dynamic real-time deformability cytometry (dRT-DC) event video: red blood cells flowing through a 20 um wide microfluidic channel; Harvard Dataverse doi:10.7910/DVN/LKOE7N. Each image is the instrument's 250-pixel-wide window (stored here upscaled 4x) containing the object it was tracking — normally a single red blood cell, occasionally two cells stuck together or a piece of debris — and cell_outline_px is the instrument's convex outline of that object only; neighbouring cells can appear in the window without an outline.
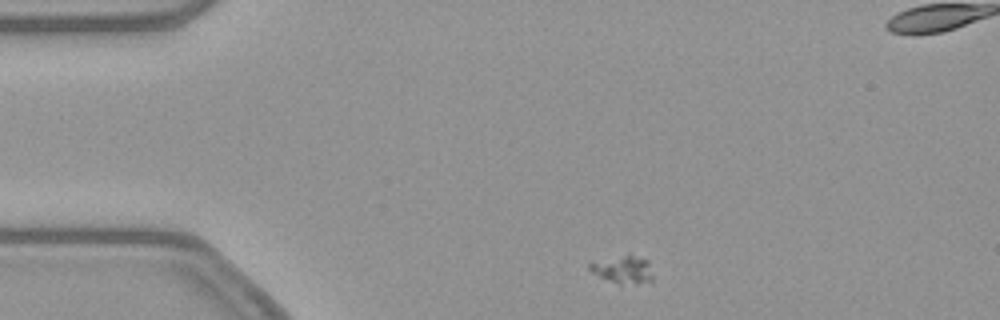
{"species": "common noctule bat (a hibernating species)", "species_latin": "Nyctalus noctula", "temperature_condition": "warm", "stored_images_in_passage": 47, "segment_of_instrument_passage": [1, 2], "camera_frame_rate_fps": 3000, "um_per_image_px": 0.085, "animal": {"sex": "female", "body_mass_g": 21.9}, "frame": {"image": 1, "passage_image": 1, "time_ms": 0.0, "image_size_px": [1000, 320], "cell_outline_px": [[652, 284], [620, 284], [600, 276], [592, 272], [588, 268], [588, 264], [628, 252], [648, 260], [652, 276]], "centroid_in_image_um": [53.02, 22.9], "position_along_channel_um": 32.0, "area_um2": 10.46}}
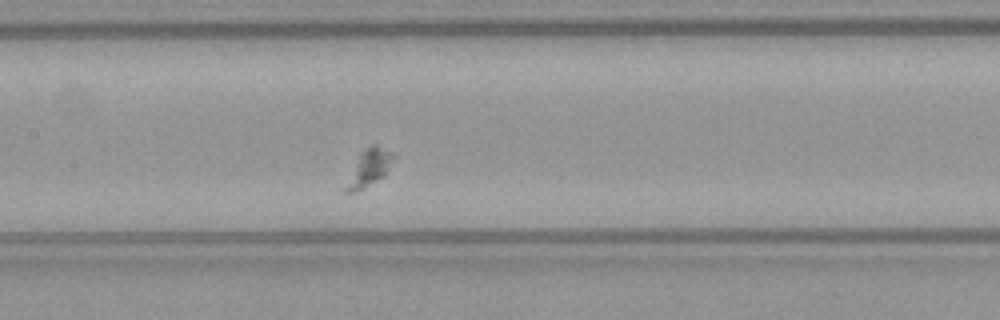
{"frame": {"image": 2, "passage_image": 17, "time_ms": 5.333, "image_size_px": [1000, 320], "cell_outline_px": [[396, 156], [384, 176], [364, 188], [356, 192], [344, 192], [344, 188], [360, 152], [372, 144], [376, 144], [396, 152]], "centroid_in_image_um": [31.42, 14.23], "position_along_channel_um": 176.0, "area_um2": 10.29}}
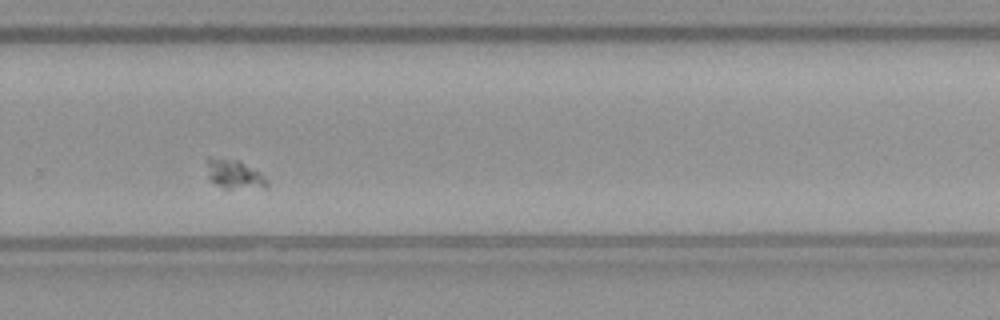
{"frame": {"image": 3, "passage_image": 28, "time_ms": 9.0, "image_size_px": [1000, 320], "cell_outline_px": [[268, 188], [224, 188], [216, 184], [208, 176], [208, 156], [240, 160], [260, 172], [268, 180]], "centroid_in_image_um": [19.96, 14.8], "position_along_channel_um": 309.8, "area_um2": 10.23}}